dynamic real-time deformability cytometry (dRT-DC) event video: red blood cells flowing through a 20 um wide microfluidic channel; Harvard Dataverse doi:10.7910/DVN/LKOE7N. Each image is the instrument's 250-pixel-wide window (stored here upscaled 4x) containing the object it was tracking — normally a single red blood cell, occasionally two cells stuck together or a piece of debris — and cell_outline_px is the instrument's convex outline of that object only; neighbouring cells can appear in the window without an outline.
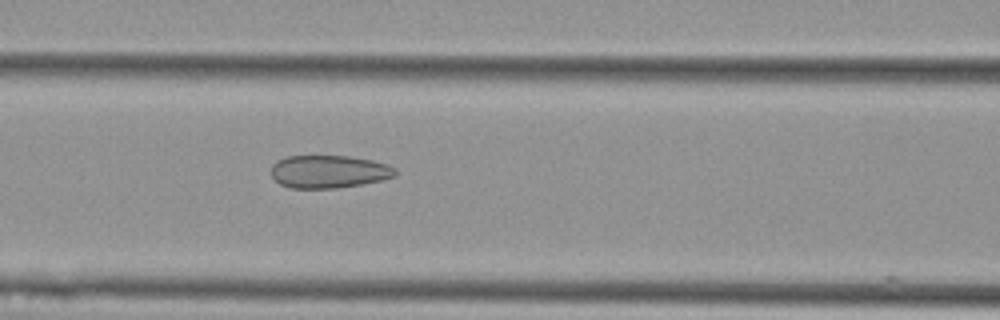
{"species": "Egyptian fruit bat (a non-hibernating species)", "species_latin": "Rousettus aegyptiacus", "temperature_condition": "cold", "stored_images_in_passage": 6, "camera_frame_rate_fps": 3000, "um_per_image_px": 0.085, "animal": {"sex": "female"}, "frame": {"image": 1, "passage_image": 6, "time_ms": 1.667, "image_size_px": [1000, 320], "cell_outline_px": [[396, 176], [380, 180], [360, 184], [336, 188], [292, 188], [280, 184], [272, 176], [272, 164], [276, 160], [288, 156], [348, 156], [372, 160], [388, 164], [396, 168]], "centroid_in_image_um": [27.95, 14.58], "position_along_channel_um": 138.6, "area_um2": 23.7}}